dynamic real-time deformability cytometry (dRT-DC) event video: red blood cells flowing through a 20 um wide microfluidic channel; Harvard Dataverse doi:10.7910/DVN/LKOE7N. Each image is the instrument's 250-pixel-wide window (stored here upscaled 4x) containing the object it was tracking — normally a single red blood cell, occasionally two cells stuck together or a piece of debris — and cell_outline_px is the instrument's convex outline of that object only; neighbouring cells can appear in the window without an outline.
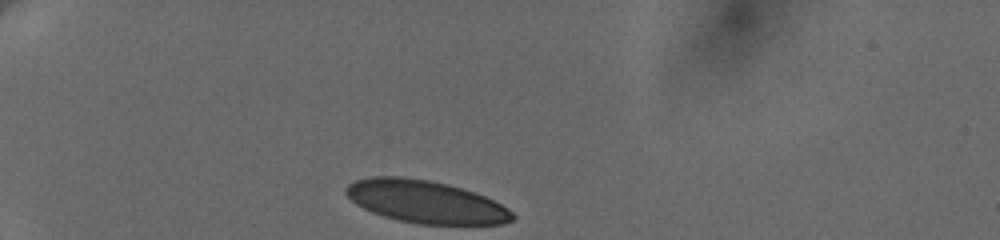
{"species": "human", "species_latin": "Homo sapiens", "temperature_condition": "cold", "stored_images_in_passage": 35, "camera_frame_rate_fps": 3000, "um_per_image_px": 0.085, "donor": {"sex": "female"}, "frame": {"image": 1, "passage_image": 1, "time_ms": 0.0, "image_size_px": [1000, 240], "cell_outline_px": [[516, 216], [512, 220], [504, 224], [420, 224], [396, 220], [372, 212], [356, 204], [344, 192], [344, 188], [348, 184], [356, 180], [372, 176], [400, 176], [428, 180], [448, 184], [484, 196], [508, 208]], "centroid_in_image_um": [36.15, 17.15], "position_along_channel_um": 48.8, "area_um2": 41.15}}
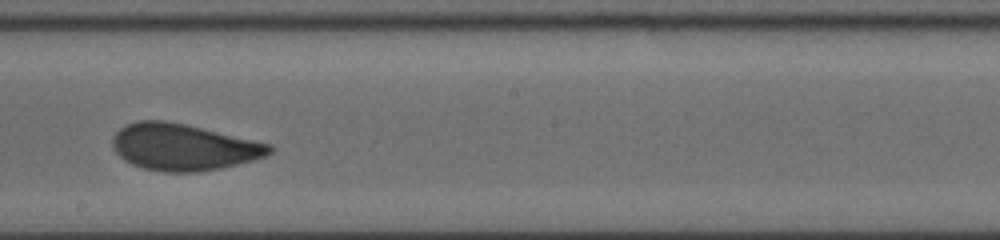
{"frame": {"image": 2, "passage_image": 20, "time_ms": 6.333, "image_size_px": [1000, 240], "cell_outline_px": [[272, 152], [264, 156], [252, 160], [220, 168], [196, 172], [164, 172], [144, 168], [132, 164], [124, 160], [112, 148], [112, 136], [120, 128], [128, 124], [140, 120], [164, 120], [184, 124], [272, 144]], "centroid_in_image_um": [15.55, 12.5], "position_along_channel_um": 232.6, "area_um2": 42.31}}
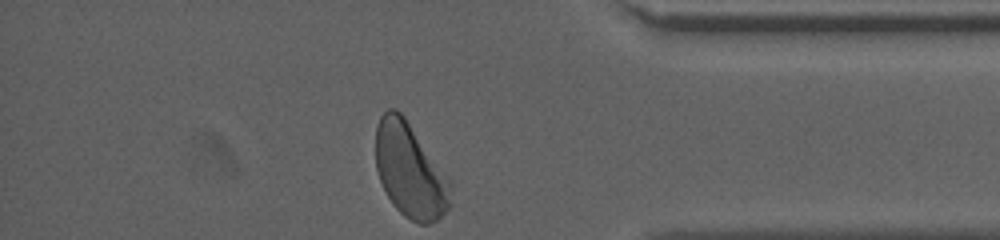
{"frame": {"image": 3, "passage_image": 35, "time_ms": 11.333, "image_size_px": [1000, 240], "cell_outline_px": [[452, 184], [448, 208], [436, 220], [428, 224], [420, 224], [404, 216], [392, 204], [380, 180], [376, 168], [376, 124], [380, 116], [388, 108], [396, 108], [404, 116], [452, 180]], "centroid_in_image_um": [34.86, 14.47], "position_along_channel_um": 400.3, "area_um2": 41.33}, "authors_computed_cell_mechanics": {"area_um2": 42.4252, "velocity_mm_per_s": 3.6368, "shape_relaxation_time_tau1_ms": 6.0963, "shape_relaxation_time_tau2_ms": null, "deformation_change_tau1": 0.149, "deformation_change_tau2": null}}